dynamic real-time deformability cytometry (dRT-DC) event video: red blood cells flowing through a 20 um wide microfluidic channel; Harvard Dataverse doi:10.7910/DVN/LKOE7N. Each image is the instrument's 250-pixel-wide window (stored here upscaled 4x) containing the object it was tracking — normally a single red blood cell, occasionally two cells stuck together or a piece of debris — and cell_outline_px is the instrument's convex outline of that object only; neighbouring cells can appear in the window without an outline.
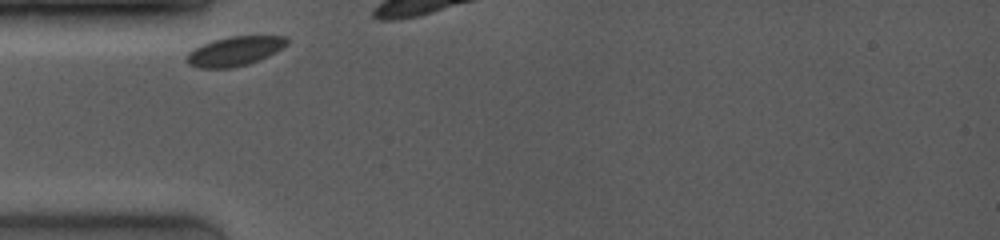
{"species": "common noctule bat (a hibernating species)", "species_latin": "Nyctalus noctula", "temperature_condition": "room temperature", "stored_images_in_passage": 2, "camera_frame_rate_fps": 4000, "um_per_image_px": 0.085, "animal": {"sex": "female", "body_mass_g": 19.0, "forearm_length_mm": 53.3}, "frame": {"image": 1, "passage_image": 1, "time_ms": 0.0, "image_size_px": [1000, 240], "cell_outline_px": [[288, 44], [276, 52], [248, 64], [232, 68], [196, 68], [188, 64], [184, 56], [188, 52], [212, 40], [228, 36], [284, 36], [288, 40]], "centroid_in_image_um": [19.91, 4.36], "position_along_channel_um": 65.1, "area_um2": 17.17}}